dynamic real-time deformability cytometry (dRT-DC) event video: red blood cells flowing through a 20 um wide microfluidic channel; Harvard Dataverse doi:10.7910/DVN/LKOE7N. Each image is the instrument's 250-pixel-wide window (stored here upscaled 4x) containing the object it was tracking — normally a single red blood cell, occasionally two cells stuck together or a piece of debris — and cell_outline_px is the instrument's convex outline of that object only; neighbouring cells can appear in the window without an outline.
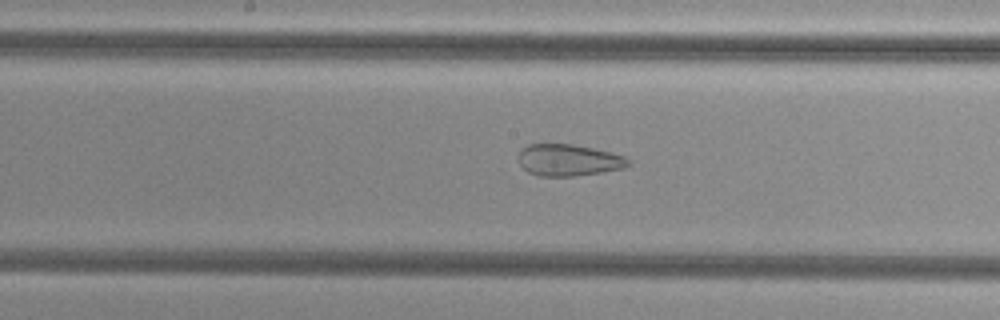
{"species": "common noctule bat (a hibernating species)", "species_latin": "Nyctalus noctula", "temperature_condition": "cold", "stored_images_in_passage": 55, "camera_frame_rate_fps": 3000, "um_per_image_px": 0.085, "animal": {"sex": "female", "body_mass_g": 29.2, "forearm_length_mm": 56.3}, "frame": {"image": 1, "passage_image": 28, "time_ms": 9.0, "image_size_px": [1000, 320], "cell_outline_px": [[632, 164], [624, 168], [600, 172], [572, 176], [540, 176], [528, 172], [520, 164], [516, 156], [520, 148], [528, 144], [572, 144], [592, 148], [628, 156], [632, 160]], "centroid_in_image_um": [48.33, 13.6], "position_along_channel_um": 199.9, "area_um2": 20.58}}
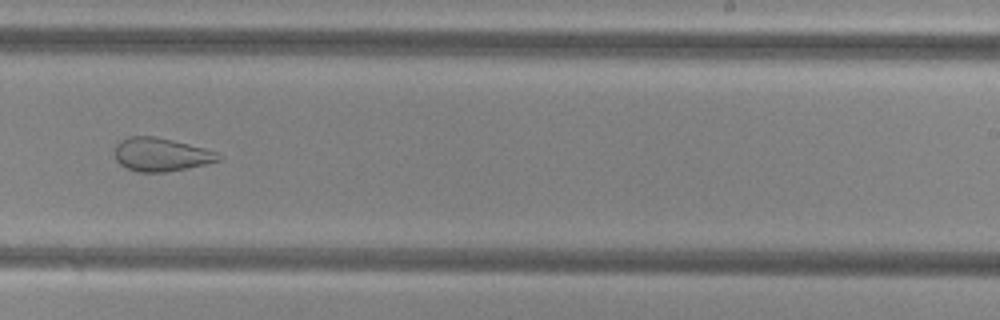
{"frame": {"image": 2, "passage_image": 34, "time_ms": 11.0, "image_size_px": [1000, 320], "cell_outline_px": [[224, 156], [220, 160], [204, 164], [164, 172], [136, 172], [120, 164], [116, 160], [116, 144], [120, 140], [128, 136], [156, 136], [204, 148], [216, 152]], "centroid_in_image_um": [13.67, 13.13], "position_along_channel_um": 275.3, "area_um2": 20.0}}
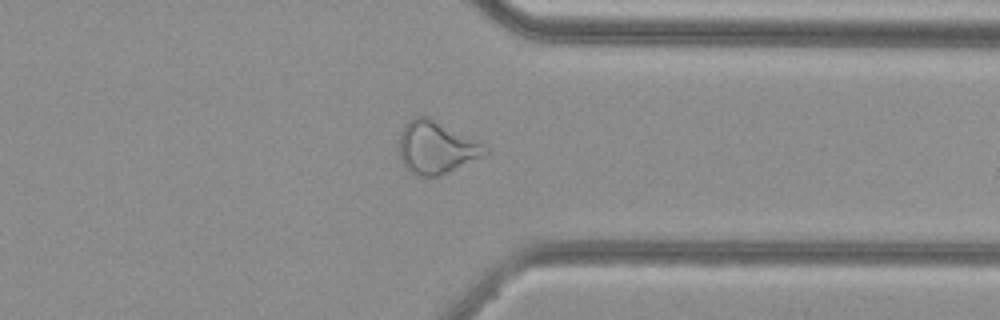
{"frame": {"image": 3, "passage_image": 42, "time_ms": 13.667, "image_size_px": [1000, 320], "cell_outline_px": [[488, 152], [440, 176], [420, 176], [408, 172], [400, 160], [400, 132], [404, 124], [408, 120], [416, 116], [428, 116], [484, 144], [488, 148]], "centroid_in_image_um": [37.02, 12.53], "position_along_channel_um": 374.4, "area_um2": 26.07}}